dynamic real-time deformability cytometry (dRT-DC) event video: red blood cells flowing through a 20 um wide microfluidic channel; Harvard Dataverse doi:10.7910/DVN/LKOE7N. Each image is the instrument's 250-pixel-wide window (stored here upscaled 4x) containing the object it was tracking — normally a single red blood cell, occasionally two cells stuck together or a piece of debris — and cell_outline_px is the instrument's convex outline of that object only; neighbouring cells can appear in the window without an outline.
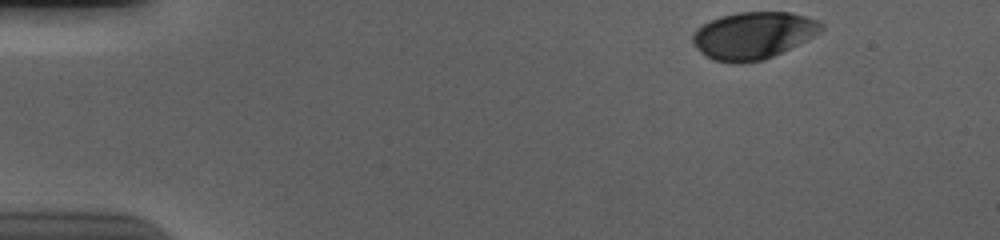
{"species": "human", "species_latin": "Homo sapiens", "temperature_condition": "cold", "stored_images_in_passage": 43, "camera_frame_rate_fps": 3000, "um_per_image_px": 0.085, "donor": {"sex": "male"}, "frame": {"image": 1, "passage_image": 1, "time_ms": 0.0, "image_size_px": [1000, 240], "cell_outline_px": [[824, 28], [820, 32], [764, 60], [736, 64], [712, 60], [700, 52], [692, 44], [692, 36], [696, 28], [720, 16], [736, 12], [792, 12], [816, 20], [824, 24]], "centroid_in_image_um": [63.97, 3.01], "position_along_channel_um": 21.0, "area_um2": 35.14}}
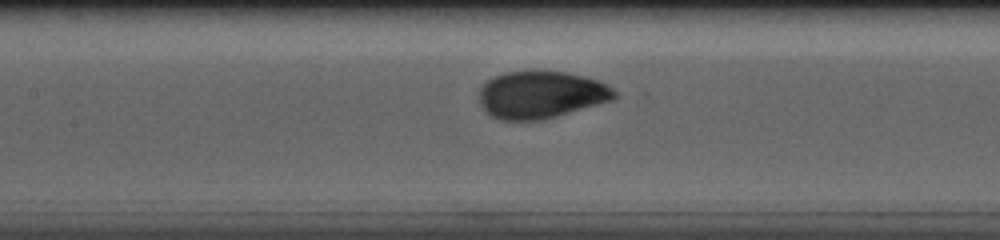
{"frame": {"image": 2, "passage_image": 21, "time_ms": 6.667, "image_size_px": [1000, 240], "cell_outline_px": [[620, 96], [612, 100], [556, 116], [540, 120], [500, 120], [492, 116], [484, 108], [480, 100], [480, 88], [492, 76], [504, 72], [528, 68], [536, 68], [568, 72], [600, 80], [608, 84]], "centroid_in_image_um": [46.01, 7.99], "position_along_channel_um": 161.4, "area_um2": 38.09}}
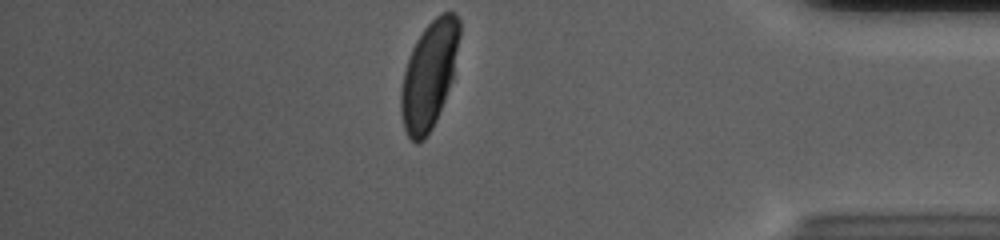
{"frame": {"image": 3, "passage_image": 43, "time_ms": 14.0, "image_size_px": [1000, 240], "cell_outline_px": [[460, 36], [452, 80], [436, 120], [432, 128], [424, 140], [416, 144], [408, 136], [404, 128], [400, 112], [400, 92], [404, 72], [412, 48], [416, 40], [424, 28], [436, 16], [444, 12], [456, 12], [460, 20]], "centroid_in_image_um": [36.47, 6.37], "position_along_channel_um": 398.7, "area_um2": 36.53}, "authors_computed_cell_mechanics": {"area_um2": 37.281, "velocity_mm_per_s": 3.6588, "shape_relaxation_time_tau1_ms": 2.5069, "shape_relaxation_time_tau2_ms": null, "deformation_change_tau1": 0.1458, "deformation_change_tau2": null}}